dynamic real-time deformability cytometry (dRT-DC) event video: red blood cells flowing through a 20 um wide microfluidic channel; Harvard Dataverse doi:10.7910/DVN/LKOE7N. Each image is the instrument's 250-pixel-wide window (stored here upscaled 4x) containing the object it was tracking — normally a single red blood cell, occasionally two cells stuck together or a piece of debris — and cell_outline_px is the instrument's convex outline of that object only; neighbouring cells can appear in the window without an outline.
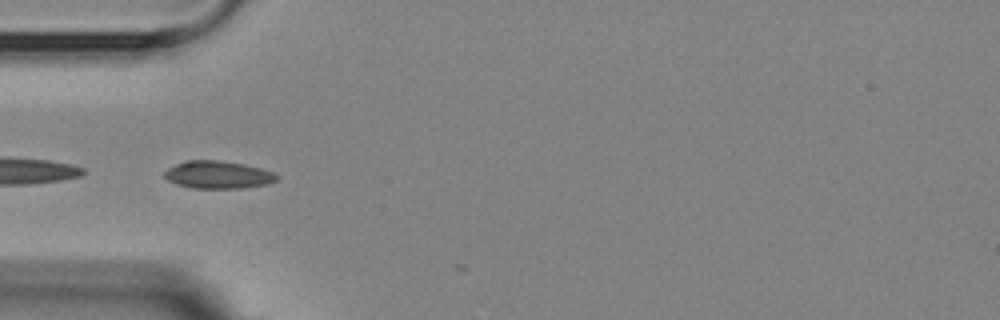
{"species": "Egyptian fruit bat (a non-hibernating species)", "species_latin": "Rousettus aegyptiacus", "temperature_condition": "room temperature", "stored_images_in_passage": 6, "segment_of_instrument_passage": [2, 2], "camera_frame_rate_fps": 3000, "um_per_image_px": 0.085, "animal": {"sex": "female"}, "frame": {"image": 1, "passage_image": 5, "time_ms": 4.667, "image_size_px": [1000, 320], "cell_outline_px": [[280, 176], [276, 180], [268, 184], [240, 188], [192, 188], [176, 184], [168, 180], [164, 176], [164, 172], [168, 168], [184, 160], [216, 160], [244, 164], [260, 168], [272, 172]], "centroid_in_image_um": [18.51, 14.85], "position_along_channel_um": 66.5, "area_um2": 18.03}}